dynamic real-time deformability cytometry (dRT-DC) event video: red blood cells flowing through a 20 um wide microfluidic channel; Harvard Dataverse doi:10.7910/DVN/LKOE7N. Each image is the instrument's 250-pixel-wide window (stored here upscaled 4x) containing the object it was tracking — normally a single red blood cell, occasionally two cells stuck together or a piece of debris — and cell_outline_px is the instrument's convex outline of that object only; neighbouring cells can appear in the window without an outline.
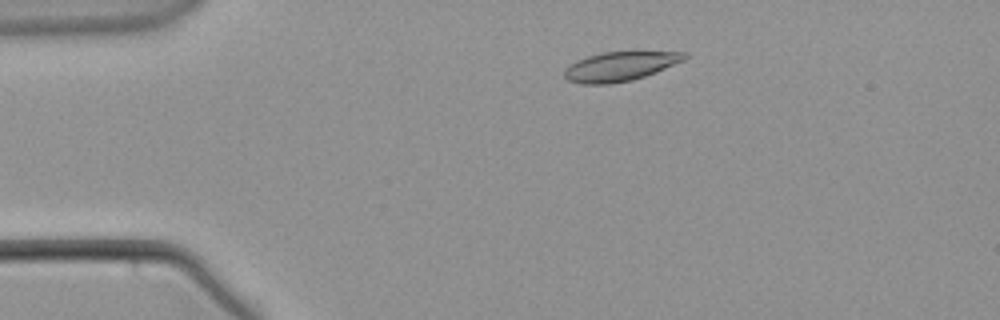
{"species": "common noctule bat (a hibernating species)", "species_latin": "Nyctalus noctula", "temperature_condition": "warm", "stored_images_in_passage": 52, "camera_frame_rate_fps": 3000, "um_per_image_px": 0.085, "animal": {"sex": "male", "body_mass_g": 21.5, "forearm_length_mm": 52.0}, "frame": {"image": 1, "passage_image": 7, "time_ms": 2.0, "image_size_px": [1000, 320], "cell_outline_px": [[688, 56], [684, 60], [656, 72], [632, 80], [608, 84], [580, 84], [568, 80], [564, 76], [564, 68], [576, 60], [588, 56], [604, 52], [684, 52]], "centroid_in_image_um": [52.66, 5.65], "position_along_channel_um": 32.3, "area_um2": 20.35}}
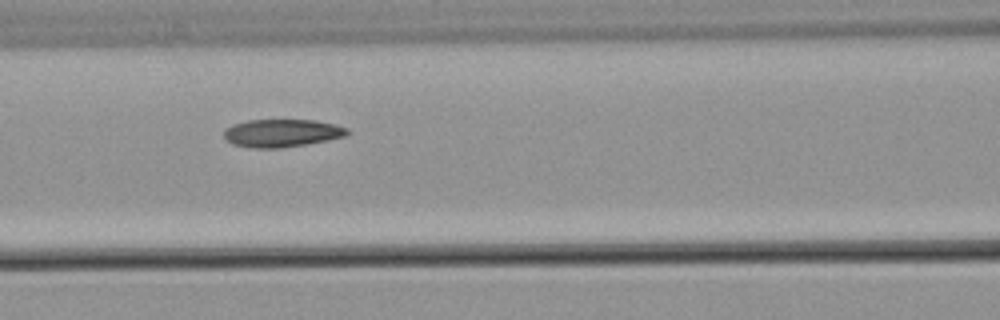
{"frame": {"image": 2, "passage_image": 20, "time_ms": 6.333, "image_size_px": [1000, 320], "cell_outline_px": [[352, 132], [344, 136], [328, 140], [308, 144], [280, 148], [256, 148], [232, 144], [224, 136], [224, 128], [232, 124], [248, 120], [316, 120], [336, 124], [348, 128]], "centroid_in_image_um": [23.99, 11.3], "position_along_channel_um": 142.6, "area_um2": 20.17}}
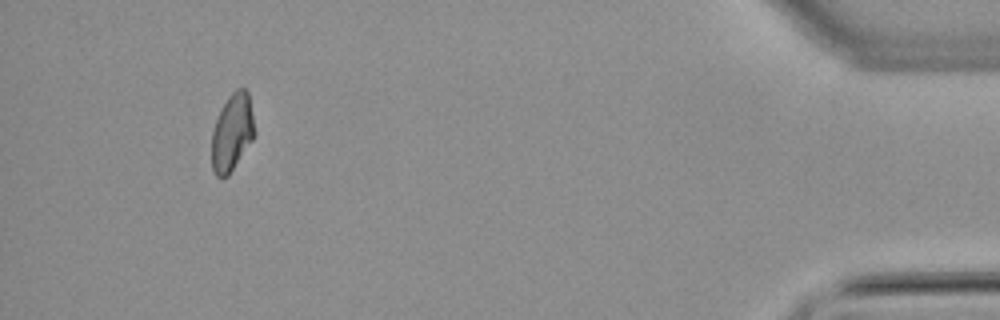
{"frame": {"image": 3, "passage_image": 48, "time_ms": 15.667, "image_size_px": [1000, 320], "cell_outline_px": [[256, 132], [252, 140], [228, 176], [220, 180], [216, 176], [212, 168], [212, 132], [216, 120], [228, 96], [236, 88], [244, 88], [248, 92]], "centroid_in_image_um": [19.73, 11.27], "position_along_channel_um": 415.5, "area_um2": 19.25}}